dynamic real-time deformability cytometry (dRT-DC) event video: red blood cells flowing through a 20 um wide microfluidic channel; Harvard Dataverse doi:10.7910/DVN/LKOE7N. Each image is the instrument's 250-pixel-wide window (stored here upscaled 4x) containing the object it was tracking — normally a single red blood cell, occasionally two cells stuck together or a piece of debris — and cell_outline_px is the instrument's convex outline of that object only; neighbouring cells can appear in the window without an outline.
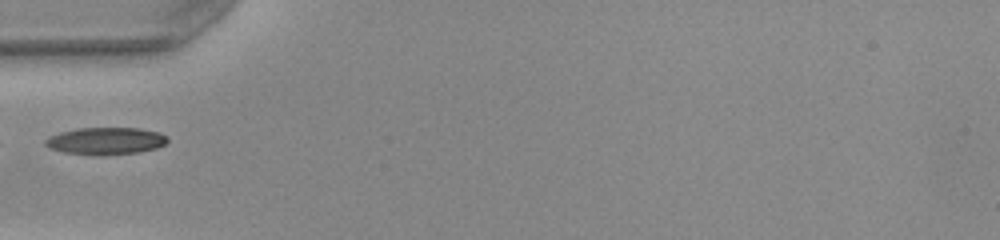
{"species": "common noctule bat (a hibernating species)", "species_latin": "Nyctalus noctula", "temperature_condition": "warm", "stored_images_in_passage": 29, "camera_frame_rate_fps": 3000, "um_per_image_px": 0.085, "animal": {"sex": "female", "body_mass_g": 22.0, "forearm_length_mm": 56.7}, "frame": {"image": 1, "passage_image": 1, "time_ms": 0.0, "image_size_px": [1000, 240], "cell_outline_px": [[168, 140], [164, 144], [156, 148], [140, 152], [100, 156], [96, 156], [64, 152], [48, 148], [44, 144], [44, 140], [48, 136], [60, 132], [80, 128], [140, 128], [156, 132], [164, 136]], "centroid_in_image_um": [8.92, 11.99], "position_along_channel_um": 76.1, "area_um2": 19.42}}